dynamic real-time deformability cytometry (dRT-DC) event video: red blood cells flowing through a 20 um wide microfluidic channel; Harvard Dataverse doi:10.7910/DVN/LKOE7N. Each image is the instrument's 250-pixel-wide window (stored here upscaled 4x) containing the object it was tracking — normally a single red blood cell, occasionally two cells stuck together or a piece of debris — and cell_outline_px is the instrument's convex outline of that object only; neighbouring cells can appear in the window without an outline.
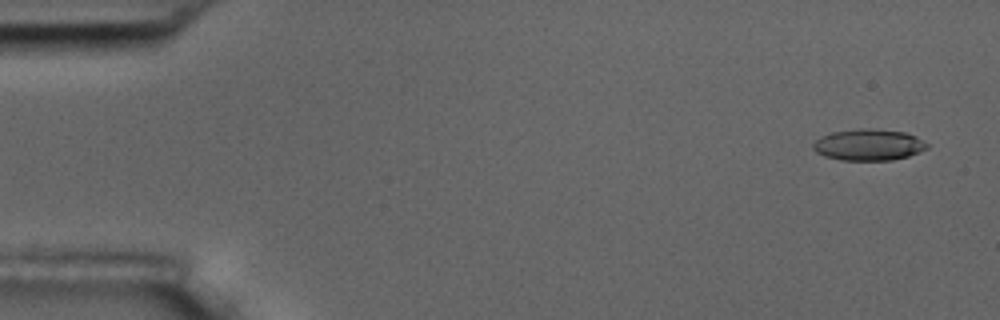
{"species": "common noctule bat (a hibernating species)", "species_latin": "Nyctalus noctula", "temperature_condition": "room temperature", "stored_images_in_passage": 11, "camera_frame_rate_fps": 3000, "um_per_image_px": 0.085, "animal": {"sex": "male", "body_mass_g": 17.5, "forearm_length_mm": 52.3}, "frame": {"image": 1, "passage_image": 1, "time_ms": 0.0, "image_size_px": [1000, 320], "cell_outline_px": [[928, 148], [908, 156], [892, 160], [840, 160], [824, 156], [816, 152], [812, 148], [812, 144], [820, 136], [832, 132], [860, 128], [872, 128], [904, 132], [916, 136], [928, 144]], "centroid_in_image_um": [73.8, 12.3], "position_along_channel_um": 11.2, "area_um2": 20.92}}
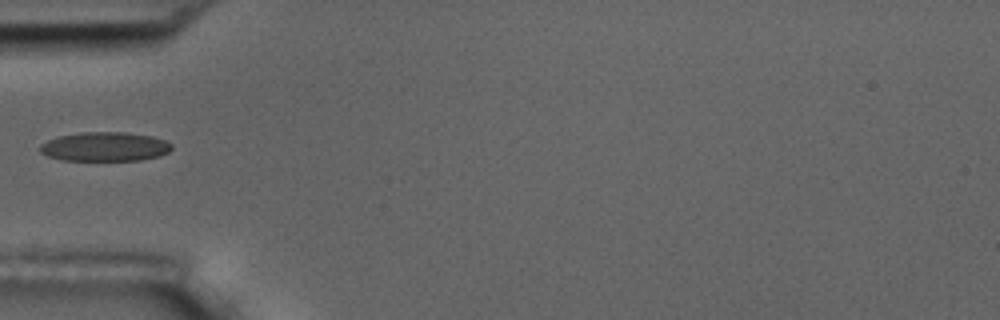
{"frame": {"image": 2, "passage_image": 5, "time_ms": 5.333, "image_size_px": [1000, 320], "cell_outline_px": [[172, 148], [168, 152], [160, 156], [140, 160], [60, 160], [48, 156], [40, 152], [40, 144], [56, 136], [80, 132], [124, 132], [152, 136], [164, 140], [172, 144]], "centroid_in_image_um": [8.9, 12.46], "position_along_channel_um": 76.1, "area_um2": 22.48}}
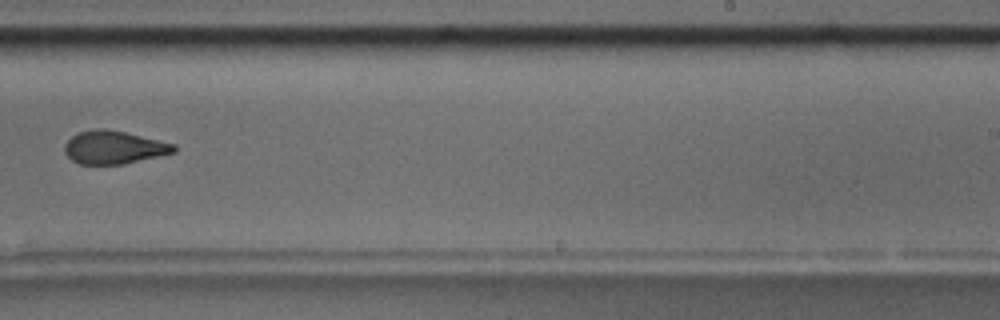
{"frame": {"image": 3, "passage_image": 10, "time_ms": 11.0, "image_size_px": [1000, 320], "cell_outline_px": [[176, 152], [124, 164], [80, 164], [72, 160], [64, 152], [64, 144], [76, 132], [92, 128], [104, 128], [124, 132], [176, 144]], "centroid_in_image_um": [9.65, 12.52], "position_along_channel_um": 279.3, "area_um2": 21.15}}